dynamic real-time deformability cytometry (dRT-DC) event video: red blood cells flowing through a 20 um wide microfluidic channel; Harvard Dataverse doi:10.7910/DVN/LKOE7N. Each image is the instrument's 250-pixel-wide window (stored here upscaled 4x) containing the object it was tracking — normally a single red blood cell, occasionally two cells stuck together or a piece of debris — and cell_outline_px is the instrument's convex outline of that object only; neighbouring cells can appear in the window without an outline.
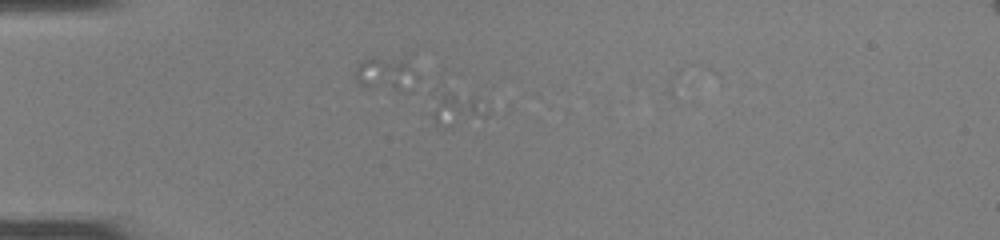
{"species": "common noctule bat (a hibernating species)", "species_latin": "Nyctalus noctula", "temperature_condition": "room temperature", "stored_images_in_passage": 26, "camera_frame_rate_fps": 3000, "um_per_image_px": 0.085, "animal": {"sex": "female", "body_mass_g": 22.0, "forearm_length_mm": 56.7}, "frame": {"image": 1, "passage_image": 8, "time_ms": 2.333, "image_size_px": [1000, 240], "cell_outline_px": [[488, 116], [444, 128], [432, 116], [428, 92], [428, 88], [444, 88], [476, 96], [488, 108]], "centroid_in_image_um": [38.68, 9.09], "position_along_channel_um": 46.3, "area_um2": 12.08}}